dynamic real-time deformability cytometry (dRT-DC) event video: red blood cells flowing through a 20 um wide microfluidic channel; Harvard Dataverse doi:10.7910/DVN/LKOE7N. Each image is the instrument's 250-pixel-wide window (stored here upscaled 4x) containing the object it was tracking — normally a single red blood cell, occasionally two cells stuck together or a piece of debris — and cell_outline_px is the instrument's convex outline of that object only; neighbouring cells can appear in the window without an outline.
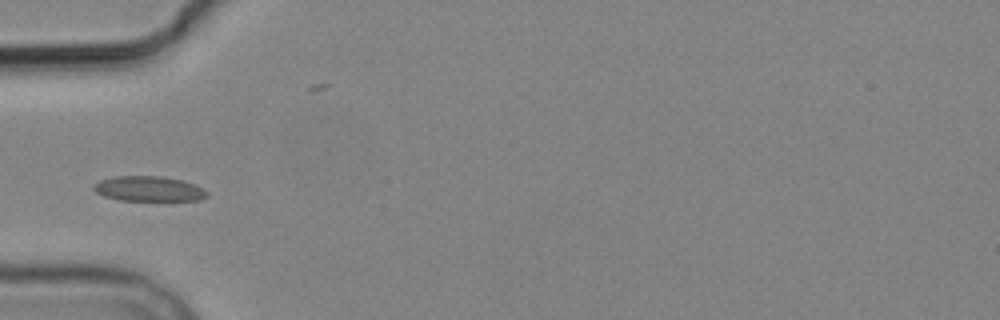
{"species": "common noctule bat (a hibernating species)", "species_latin": "Nyctalus noctula", "temperature_condition": "cold", "stored_images_in_passage": 7, "camera_frame_rate_fps": 3000, "um_per_image_px": 0.085, "animal": {"sex": "male", "body_mass_g": 19.2, "forearm_length_mm": 51.8}, "frame": {"image": 1, "passage_image": 4, "time_ms": 3.667, "image_size_px": [1000, 320], "cell_outline_px": [[208, 196], [196, 200], [120, 200], [104, 196], [96, 192], [92, 188], [92, 184], [100, 180], [112, 176], [160, 176], [180, 180], [192, 184], [208, 192]], "centroid_in_image_um": [12.56, 16.04], "position_along_channel_um": 72.4, "area_um2": 16.36}}
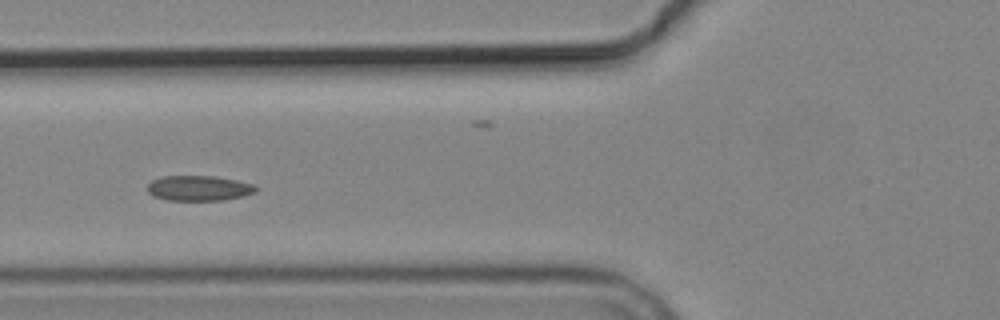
{"frame": {"image": 2, "passage_image": 5, "time_ms": 4.667, "image_size_px": [1000, 320], "cell_outline_px": [[256, 192], [244, 196], [224, 200], [168, 200], [152, 196], [148, 192], [148, 184], [152, 180], [160, 176], [216, 176], [236, 180], [252, 184], [256, 188]], "centroid_in_image_um": [16.88, 15.99], "position_along_channel_um": 108.9, "area_um2": 15.95}}
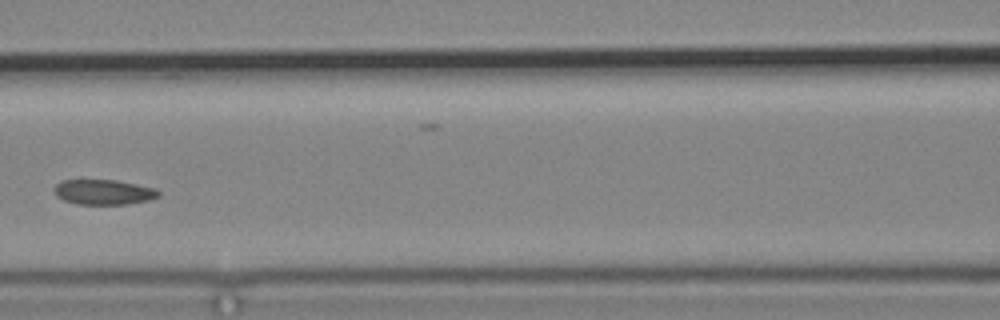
{"frame": {"image": 3, "passage_image": 6, "time_ms": 6.0, "image_size_px": [1000, 320], "cell_outline_px": [[160, 196], [148, 200], [124, 204], [76, 204], [64, 200], [56, 196], [56, 184], [60, 180], [116, 180], [156, 188], [160, 192]], "centroid_in_image_um": [8.82, 16.32], "position_along_channel_um": 157.8, "area_um2": 15.14}}